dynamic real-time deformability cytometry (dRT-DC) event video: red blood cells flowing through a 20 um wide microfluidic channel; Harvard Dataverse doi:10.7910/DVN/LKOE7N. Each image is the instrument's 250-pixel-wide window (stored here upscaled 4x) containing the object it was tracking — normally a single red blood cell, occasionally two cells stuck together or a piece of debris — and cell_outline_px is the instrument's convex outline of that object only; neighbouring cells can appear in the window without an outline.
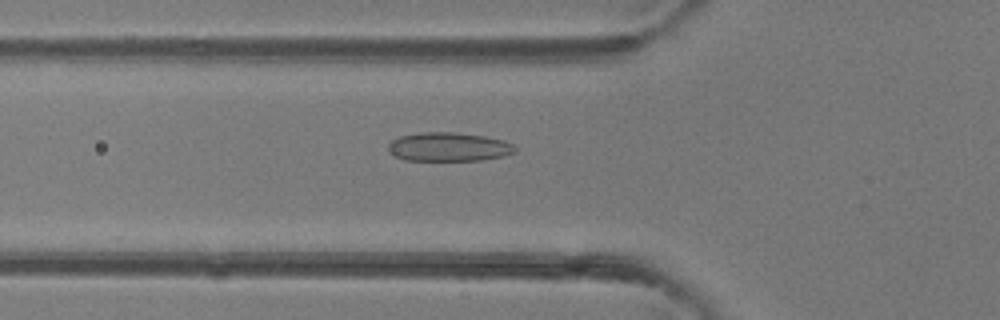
{"species": "common noctule bat (a hibernating species)", "species_latin": "Nyctalus noctula", "temperature_condition": "room temperature", "stored_images_in_passage": 32, "camera_frame_rate_fps": 3000, "um_per_image_px": 0.085, "animal": {"sex": "female"}, "frame": {"image": 1, "passage_image": 6, "time_ms": 1.667, "image_size_px": [1000, 320], "cell_outline_px": [[516, 152], [504, 156], [480, 160], [404, 160], [392, 156], [388, 152], [388, 144], [392, 140], [400, 136], [420, 132], [456, 132], [484, 136], [504, 140], [512, 144], [516, 148]], "centroid_in_image_um": [38.11, 12.48], "position_along_channel_um": 87.7, "area_um2": 21.5}}
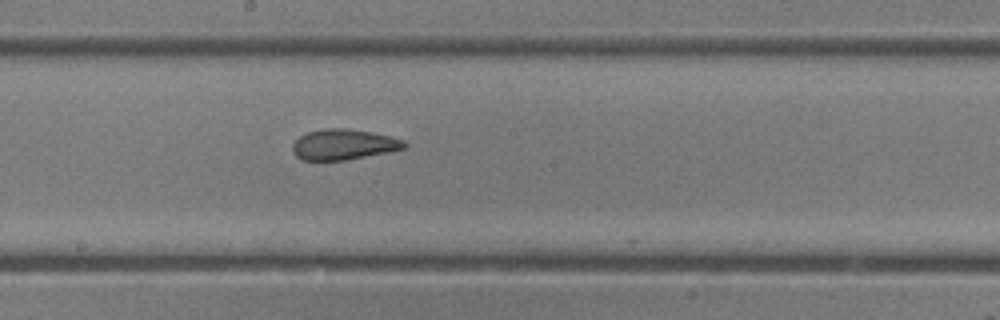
{"frame": {"image": 2, "passage_image": 15, "time_ms": 4.667, "image_size_px": [1000, 320], "cell_outline_px": [[408, 144], [404, 148], [388, 152], [344, 160], [300, 160], [292, 152], [292, 144], [300, 136], [308, 132], [324, 128], [344, 128], [372, 132], [404, 140]], "centroid_in_image_um": [29.18, 12.28], "position_along_channel_um": 219.0, "area_um2": 19.83}}
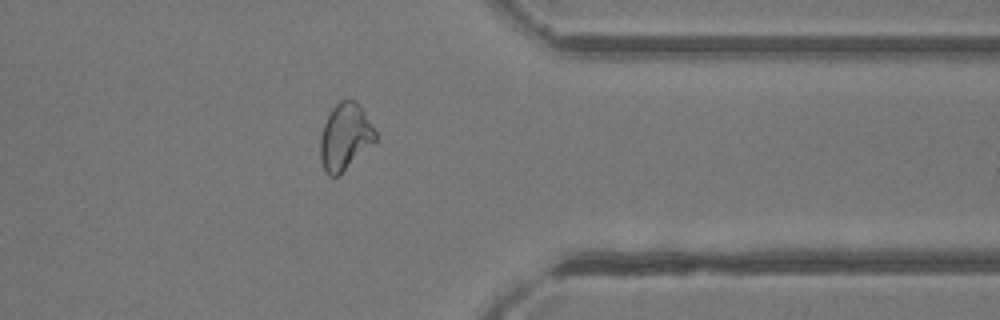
{"frame": {"image": 3, "passage_image": 27, "time_ms": 8.667, "image_size_px": [1000, 320], "cell_outline_px": [[376, 140], [336, 176], [328, 176], [324, 172], [320, 160], [320, 136], [324, 124], [332, 108], [340, 100], [356, 100], [360, 104], [376, 132]], "centroid_in_image_um": [29.3, 11.6], "position_along_channel_um": 382.1, "area_um2": 21.04}, "authors_computed_cell_mechanics": {"area_um2": 20.23, "velocity_mm_per_s": 4.344, "shape_relaxation_time_tau1_ms": null, "shape_relaxation_time_tau2_ms": 2.109, "deformation_change_tau1": null, "deformation_change_tau2": 0.058}}